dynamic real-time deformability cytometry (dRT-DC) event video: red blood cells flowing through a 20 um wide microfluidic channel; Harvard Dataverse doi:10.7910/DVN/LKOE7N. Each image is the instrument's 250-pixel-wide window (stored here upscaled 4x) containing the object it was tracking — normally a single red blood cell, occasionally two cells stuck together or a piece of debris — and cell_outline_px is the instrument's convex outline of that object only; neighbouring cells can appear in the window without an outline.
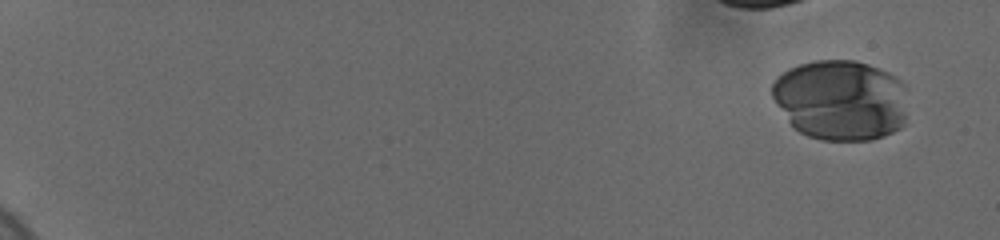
{"species": "human", "species_latin": "Homo sapiens", "temperature_condition": "cold", "stored_images_in_passage": 21, "camera_frame_rate_fps": 3000, "um_per_image_px": 0.085, "donor": {"sex": "female"}, "frame": {"image": 1, "passage_image": 1, "time_ms": 0.0, "image_size_px": [1000, 240], "cell_outline_px": [[904, 124], [900, 128], [884, 136], [872, 140], [820, 140], [808, 136], [792, 128], [776, 104], [772, 96], [772, 84], [788, 68], [800, 64], [816, 60], [856, 60], [868, 64], [900, 80], [904, 84]], "centroid_in_image_um": [71.42, 8.52], "position_along_channel_um": 13.6, "area_um2": 63.58}}